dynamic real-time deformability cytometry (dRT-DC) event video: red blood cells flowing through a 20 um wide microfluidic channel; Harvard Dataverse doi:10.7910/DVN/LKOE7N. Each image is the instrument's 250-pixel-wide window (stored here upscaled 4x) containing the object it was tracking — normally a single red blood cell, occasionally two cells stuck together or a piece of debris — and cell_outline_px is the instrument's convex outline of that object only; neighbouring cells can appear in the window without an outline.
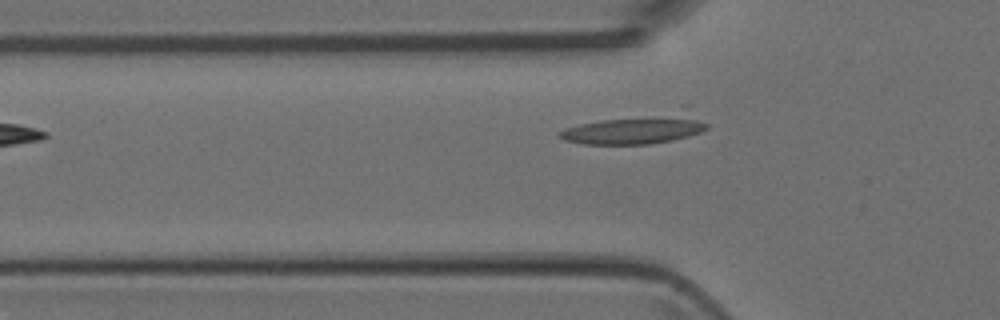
{"species": "Egyptian fruit bat (a non-hibernating species)", "species_latin": "Rousettus aegyptiacus", "temperature_condition": "room temperature", "stored_images_in_passage": 4, "camera_frame_rate_fps": 3000, "um_per_image_px": 0.085, "animal": {"sex": "female"}, "frame": {"image": 1, "passage_image": 4, "time_ms": 3.667, "image_size_px": [1000, 320], "cell_outline_px": [[708, 128], [700, 132], [688, 136], [672, 140], [648, 144], [584, 144], [564, 140], [556, 136], [556, 132], [564, 128], [580, 124], [600, 120], [684, 104], [688, 104], [708, 124]], "centroid_in_image_um": [54.26, 10.85], "position_along_channel_um": 71.5, "area_um2": 27.63}}